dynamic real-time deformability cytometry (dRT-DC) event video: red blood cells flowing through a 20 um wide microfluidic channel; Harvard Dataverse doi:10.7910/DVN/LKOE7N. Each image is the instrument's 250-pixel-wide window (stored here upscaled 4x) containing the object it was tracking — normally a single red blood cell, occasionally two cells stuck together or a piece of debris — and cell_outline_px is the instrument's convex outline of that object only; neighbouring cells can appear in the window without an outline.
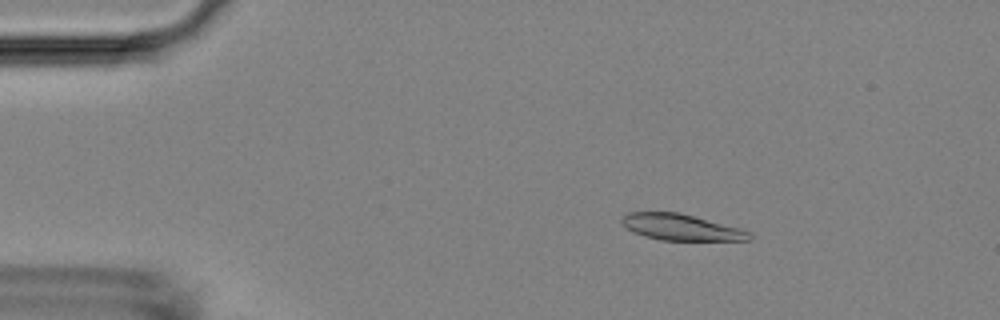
{"species": "Egyptian fruit bat (a non-hibernating species)", "species_latin": "Rousettus aegyptiacus", "temperature_condition": "room temperature", "stored_images_in_passage": 54, "camera_frame_rate_fps": 3000, "um_per_image_px": 0.085, "animal": {"sex": "female"}, "frame": {"image": 1, "passage_image": 9, "time_ms": 2.667, "image_size_px": [1000, 320], "cell_outline_px": [[752, 240], [660, 240], [644, 236], [632, 232], [620, 220], [620, 216], [628, 212], [680, 212], [740, 228], [748, 232], [752, 236]], "centroid_in_image_um": [57.86, 19.31], "position_along_channel_um": 27.1, "area_um2": 19.48}}
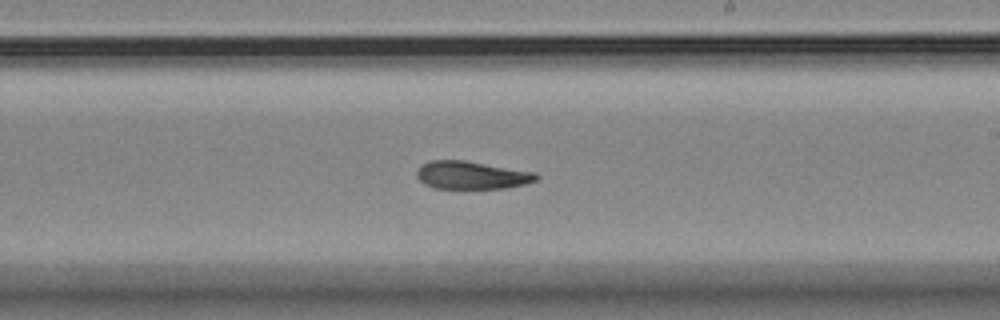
{"frame": {"image": 2, "passage_image": 32, "time_ms": 10.333, "image_size_px": [1000, 320], "cell_outline_px": [[540, 176], [536, 180], [524, 184], [504, 188], [436, 188], [424, 184], [416, 176], [416, 172], [420, 164], [428, 160], [464, 160], [536, 172]], "centroid_in_image_um": [40.06, 14.87], "position_along_channel_um": 248.9, "area_um2": 19.48}}
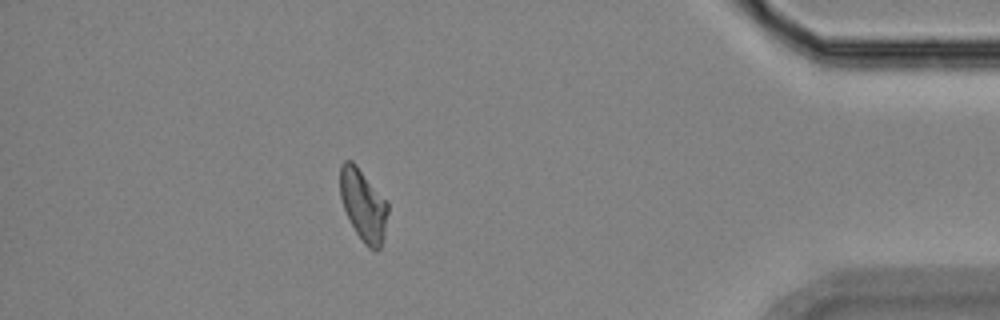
{"frame": {"image": 3, "passage_image": 48, "time_ms": 15.667, "image_size_px": [1000, 320], "cell_outline_px": [[388, 212], [384, 236], [380, 248], [376, 252], [368, 248], [364, 244], [356, 232], [344, 208], [340, 196], [340, 164], [344, 160], [352, 160], [356, 164], [388, 200]], "centroid_in_image_um": [30.9, 17.41], "position_along_channel_um": 404.3, "area_um2": 20.23}, "authors_computed_cell_mechanics": {"area_um2": 20.2589, "velocity_mm_per_s": 3.7003, "shape_relaxation_time_tau1_ms": 5.5286, "shape_relaxation_time_tau2_ms": null, "deformation_change_tau1": 0.1705, "deformation_change_tau2": null}}